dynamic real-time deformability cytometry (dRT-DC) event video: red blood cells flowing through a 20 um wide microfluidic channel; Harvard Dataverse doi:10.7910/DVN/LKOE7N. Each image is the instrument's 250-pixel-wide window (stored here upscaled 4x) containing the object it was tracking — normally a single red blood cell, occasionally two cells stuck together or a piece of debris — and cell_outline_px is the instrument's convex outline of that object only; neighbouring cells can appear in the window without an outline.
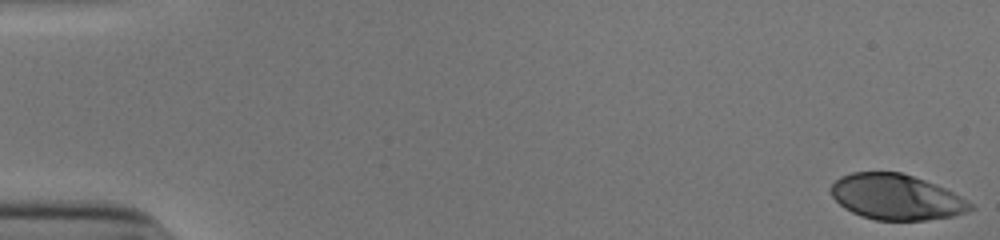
{"species": "human", "species_latin": "Homo sapiens", "temperature_condition": "cold", "stored_images_in_passage": 53, "camera_frame_rate_fps": 3000, "um_per_image_px": 0.085, "donor": {"sex": "male"}, "frame": {"image": 1, "passage_image": 1, "time_ms": 0.0, "image_size_px": [1000, 240], "cell_outline_px": [[976, 208], [968, 212], [952, 216], [924, 220], [876, 220], [860, 216], [844, 208], [832, 196], [828, 188], [840, 176], [852, 172], [900, 172], [936, 184], [960, 196], [972, 204]], "centroid_in_image_um": [76.16, 16.75], "position_along_channel_um": 8.8, "area_um2": 36.99}}
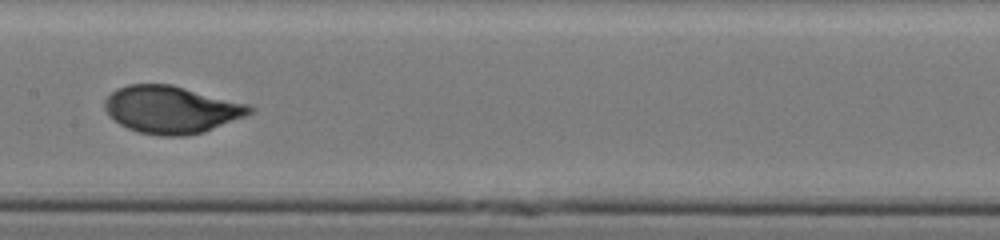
{"frame": {"image": 2, "passage_image": 28, "time_ms": 9.0, "image_size_px": [1000, 240], "cell_outline_px": [[256, 108], [252, 112], [244, 116], [204, 132], [184, 136], [160, 136], [140, 132], [128, 128], [120, 124], [108, 112], [108, 96], [116, 88], [128, 84], [172, 84], [252, 104]], "centroid_in_image_um": [14.66, 9.3], "position_along_channel_um": 192.7, "area_um2": 39.82}}
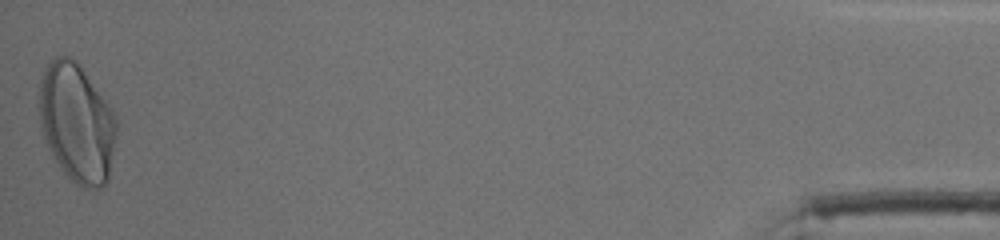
{"frame": {"image": 3, "passage_image": 53, "time_ms": 17.333, "image_size_px": [1000, 240], "cell_outline_px": [[116, 136], [108, 180], [100, 188], [80, 188], [64, 172], [56, 160], [44, 136], [40, 120], [40, 80], [44, 68], [56, 56], [68, 56], [76, 60], [112, 108], [116, 120]], "centroid_in_image_um": [6.54, 10.44], "position_along_channel_um": 428.7, "area_um2": 53.0}, "authors_computed_cell_mechanics": {"area_um2": 39.0728, "velocity_mm_per_s": 3.8857, "shape_relaxation_time_tau1_ms": 3.0863, "shape_relaxation_time_tau2_ms": null, "deformation_change_tau1": 0.1922, "deformation_change_tau2": null}}